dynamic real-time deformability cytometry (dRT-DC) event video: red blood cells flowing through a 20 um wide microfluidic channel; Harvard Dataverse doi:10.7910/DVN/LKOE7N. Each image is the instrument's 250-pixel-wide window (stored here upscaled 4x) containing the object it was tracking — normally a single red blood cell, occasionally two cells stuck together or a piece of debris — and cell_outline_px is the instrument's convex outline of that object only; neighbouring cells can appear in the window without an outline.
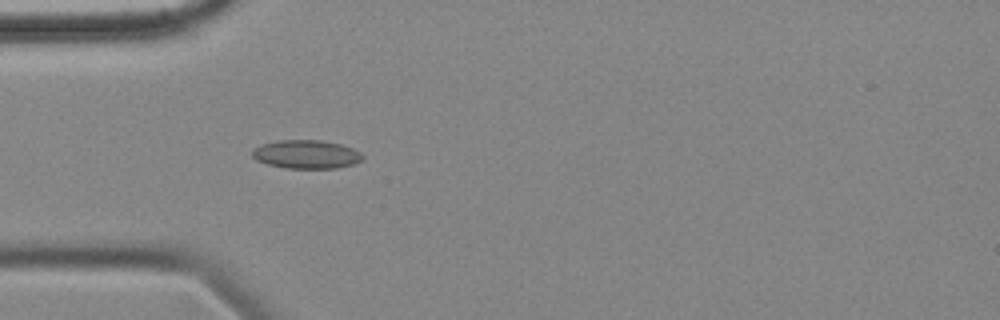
{"species": "common noctule bat (a hibernating species)", "species_latin": "Nyctalus noctula", "temperature_condition": "cold", "stored_images_in_passage": 57, "camera_frame_rate_fps": 3000, "um_per_image_px": 0.085, "animal": {"sex": "female", "body_mass_g": 18.4}, "frame": {"image": 1, "passage_image": 16, "time_ms": 5.0, "image_size_px": [1000, 320], "cell_outline_px": [[364, 160], [352, 164], [336, 168], [284, 168], [268, 164], [256, 160], [252, 156], [252, 148], [260, 144], [276, 140], [320, 140], [340, 144], [352, 148], [360, 152], [364, 156]], "centroid_in_image_um": [26.01, 13.11], "position_along_channel_um": 59.0, "area_um2": 18.5}}
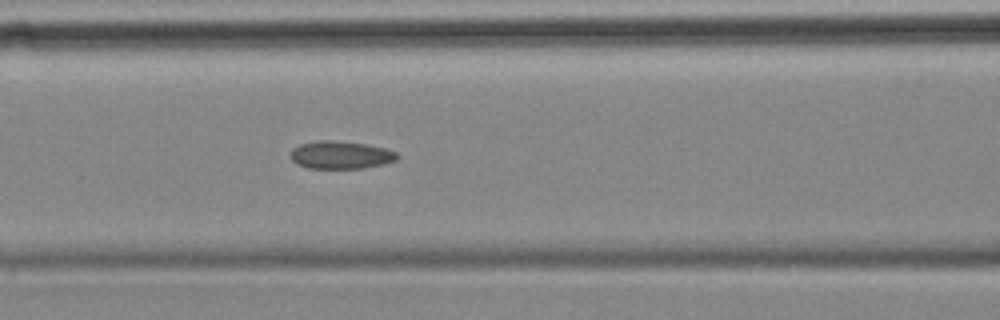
{"frame": {"image": 2, "passage_image": 23, "time_ms": 7.333, "image_size_px": [1000, 320], "cell_outline_px": [[400, 156], [396, 160], [384, 164], [364, 168], [308, 168], [296, 164], [288, 156], [292, 148], [300, 144], [316, 140], [332, 140], [368, 144], [384, 148], [396, 152]], "centroid_in_image_um": [28.93, 13.17], "position_along_channel_um": 137.7, "area_um2": 17.51}}
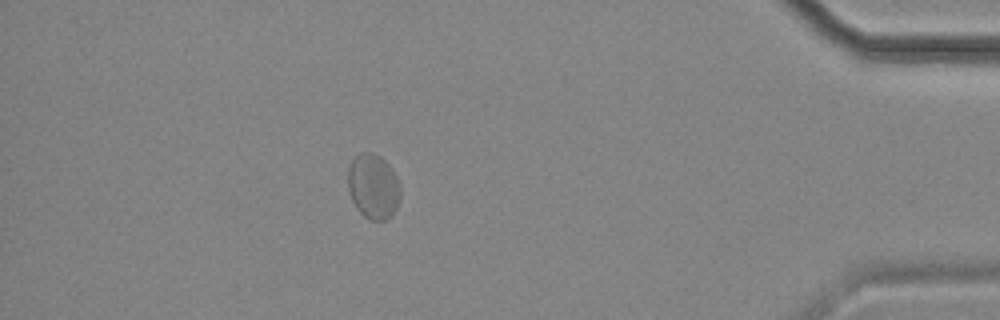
{"frame": {"image": 3, "passage_image": 50, "time_ms": 16.333, "image_size_px": [1000, 320], "cell_outline_px": [[400, 196], [396, 208], [392, 216], [388, 220], [368, 220], [356, 208], [352, 200], [348, 188], [348, 168], [352, 160], [360, 152], [372, 152], [380, 156], [392, 168], [400, 184]], "centroid_in_image_um": [31.73, 15.85], "position_along_channel_um": 403.5, "area_um2": 20.06}, "authors_computed_cell_mechanics": {"area_um2": 18.3804, "velocity_mm_per_s": 3.4757, "shape_relaxation_time_tau1_ms": null, "shape_relaxation_time_tau2_ms": 1.8969, "deformation_change_tau1": null, "deformation_change_tau2": 0.0443}}